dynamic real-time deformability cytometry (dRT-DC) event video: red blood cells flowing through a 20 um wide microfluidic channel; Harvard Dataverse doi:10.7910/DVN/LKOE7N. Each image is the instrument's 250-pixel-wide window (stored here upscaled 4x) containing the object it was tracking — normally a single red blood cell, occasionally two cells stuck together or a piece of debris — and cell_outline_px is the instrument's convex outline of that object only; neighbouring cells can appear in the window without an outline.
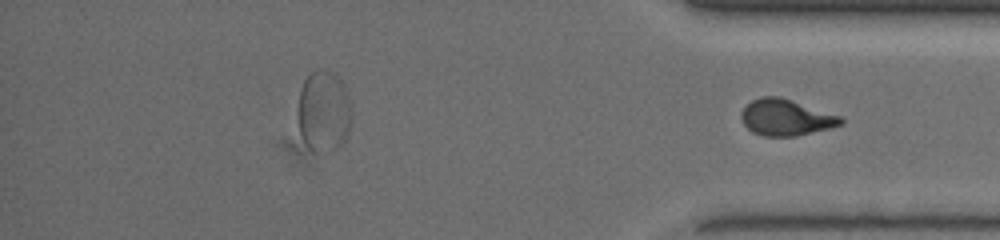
{"species": "common noctule bat (a hibernating species)", "species_latin": "Nyctalus noctula", "temperature_condition": "warm", "stored_images_in_passage": 39, "segment_of_instrument_passage": [2, 2], "camera_frame_rate_fps": 3000, "um_per_image_px": 0.085, "animal": {"sex": "female", "body_mass_g": 19.5, "forearm_length_mm": 54.1}, "frame": {"image": 1, "passage_image": 39, "time_ms": 12.667, "image_size_px": [1000, 240], "cell_outline_px": [[844, 124], [832, 128], [796, 136], [764, 136], [752, 132], [744, 124], [740, 116], [744, 108], [752, 100], [764, 96], [780, 96], [840, 116], [844, 120]], "centroid_in_image_um": [66.82, 9.99], "position_along_channel_um": 368.4, "area_um2": 20.98}}